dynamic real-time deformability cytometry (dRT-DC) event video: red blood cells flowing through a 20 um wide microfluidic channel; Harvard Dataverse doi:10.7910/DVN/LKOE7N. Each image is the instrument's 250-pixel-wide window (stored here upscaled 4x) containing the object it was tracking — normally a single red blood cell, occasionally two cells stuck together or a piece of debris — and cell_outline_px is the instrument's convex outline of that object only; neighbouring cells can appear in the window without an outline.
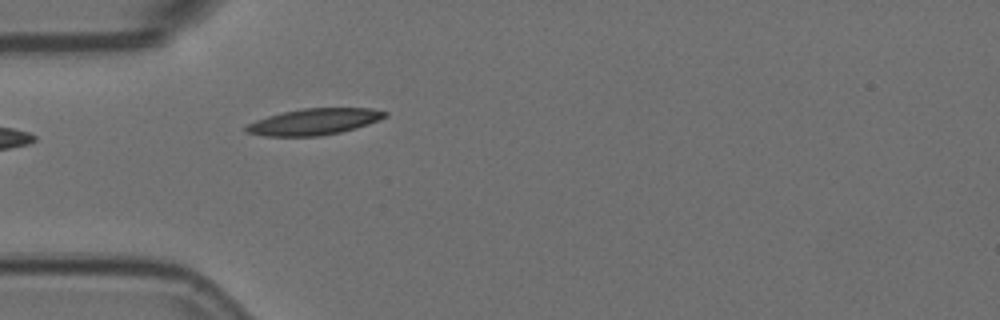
{"species": "Egyptian fruit bat (a non-hibernating species)", "species_latin": "Rousettus aegyptiacus", "temperature_condition": "room temperature", "stored_images_in_passage": 2, "camera_frame_rate_fps": 3000, "um_per_image_px": 0.085, "animal": {"sex": "female"}, "frame": {"image": 1, "passage_image": 2, "time_ms": 0.333, "image_size_px": [1000, 320], "cell_outline_px": [[388, 116], [356, 128], [340, 132], [320, 136], [264, 136], [244, 132], [244, 128], [248, 124], [256, 120], [268, 116], [284, 112], [304, 108], [372, 108], [388, 112]], "centroid_in_image_um": [26.69, 10.35], "position_along_channel_um": 58.3, "area_um2": 21.21}}